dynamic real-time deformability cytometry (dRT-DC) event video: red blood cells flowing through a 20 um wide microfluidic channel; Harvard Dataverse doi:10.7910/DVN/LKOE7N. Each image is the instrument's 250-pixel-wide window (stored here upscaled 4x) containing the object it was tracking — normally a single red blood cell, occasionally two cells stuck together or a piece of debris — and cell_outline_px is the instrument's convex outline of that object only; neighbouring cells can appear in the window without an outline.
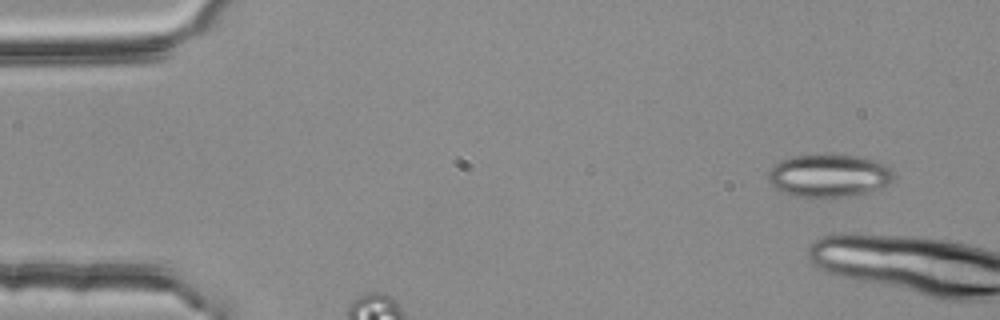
{"species": "common noctule bat (a hibernating species)", "species_latin": "Nyctalus noctula", "temperature_condition": "room temperature", "stored_images_in_passage": 5, "camera_frame_rate_fps": 3000, "um_per_image_px": 0.085, "animal": {"sex": "female", "body_mass_g": 25.1}, "frame": {"image": 1, "passage_image": 1, "time_ms": 0.0, "image_size_px": [1000, 320], "cell_outline_px": [[896, 176], [888, 184], [864, 192], [848, 196], [792, 196], [776, 188], [768, 180], [768, 172], [780, 160], [792, 156], [832, 152], [860, 156], [876, 160], [884, 164]], "centroid_in_image_um": [70.44, 14.87], "position_along_channel_um": 14.6, "area_um2": 31.44}}